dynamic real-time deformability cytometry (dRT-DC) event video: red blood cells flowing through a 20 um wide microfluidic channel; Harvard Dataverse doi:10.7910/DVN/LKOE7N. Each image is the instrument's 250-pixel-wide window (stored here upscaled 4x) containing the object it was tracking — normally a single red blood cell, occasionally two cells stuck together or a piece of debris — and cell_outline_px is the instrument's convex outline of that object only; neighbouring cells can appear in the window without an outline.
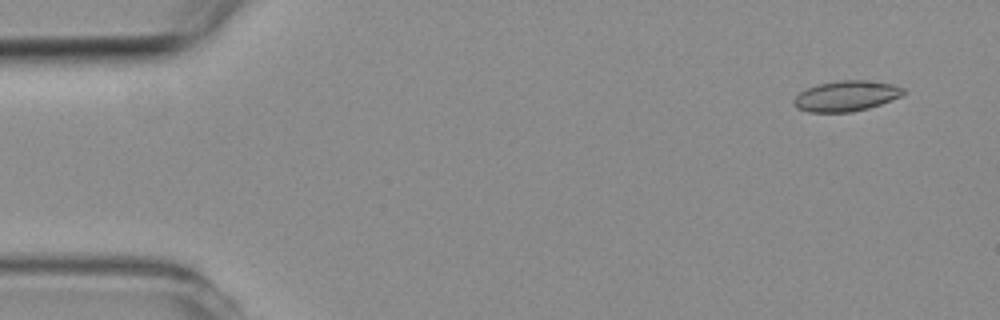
{"species": "common noctule bat (a hibernating species)", "species_latin": "Nyctalus noctula", "temperature_condition": "room temperature", "stored_images_in_passage": 6, "segment_of_instrument_passage": [1, 2], "camera_frame_rate_fps": 3000, "um_per_image_px": 0.085, "animal": {"sex": "female", "body_mass_g": 19.3, "forearm_length_mm": 54.1}, "frame": {"image": 1, "passage_image": 2, "time_ms": 1.0, "image_size_px": [1000, 320], "cell_outline_px": [[904, 92], [900, 96], [880, 104], [868, 108], [852, 112], [808, 112], [796, 108], [792, 100], [800, 92], [808, 88], [820, 84], [840, 80], [864, 80], [892, 84], [904, 88]], "centroid_in_image_um": [71.9, 8.17], "position_along_channel_um": 13.1, "area_um2": 19.25}}